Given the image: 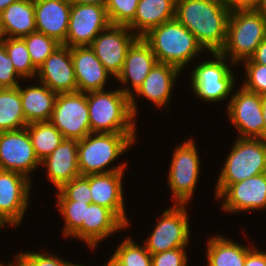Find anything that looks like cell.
<instances>
[{"mask_svg": "<svg viewBox=\"0 0 266 266\" xmlns=\"http://www.w3.org/2000/svg\"><path fill=\"white\" fill-rule=\"evenodd\" d=\"M231 10L229 0H176L175 19L196 37L203 49L215 53L225 45Z\"/></svg>", "mask_w": 266, "mask_h": 266, "instance_id": "6da1fadb", "label": "cell"}, {"mask_svg": "<svg viewBox=\"0 0 266 266\" xmlns=\"http://www.w3.org/2000/svg\"><path fill=\"white\" fill-rule=\"evenodd\" d=\"M129 89L87 92L91 133H136L138 110Z\"/></svg>", "mask_w": 266, "mask_h": 266, "instance_id": "7a4b0ae2", "label": "cell"}, {"mask_svg": "<svg viewBox=\"0 0 266 266\" xmlns=\"http://www.w3.org/2000/svg\"><path fill=\"white\" fill-rule=\"evenodd\" d=\"M136 133H90L78 141L81 176L124 171L126 164L105 169L132 146ZM94 135V136H93Z\"/></svg>", "mask_w": 266, "mask_h": 266, "instance_id": "3957f363", "label": "cell"}, {"mask_svg": "<svg viewBox=\"0 0 266 266\" xmlns=\"http://www.w3.org/2000/svg\"><path fill=\"white\" fill-rule=\"evenodd\" d=\"M142 38L158 63L175 66L180 71L204 50L196 37L175 18L151 29Z\"/></svg>", "mask_w": 266, "mask_h": 266, "instance_id": "277c9868", "label": "cell"}, {"mask_svg": "<svg viewBox=\"0 0 266 266\" xmlns=\"http://www.w3.org/2000/svg\"><path fill=\"white\" fill-rule=\"evenodd\" d=\"M266 38V18L253 9L232 7L227 25V38L222 55L235 64L250 59Z\"/></svg>", "mask_w": 266, "mask_h": 266, "instance_id": "5b68a950", "label": "cell"}, {"mask_svg": "<svg viewBox=\"0 0 266 266\" xmlns=\"http://www.w3.org/2000/svg\"><path fill=\"white\" fill-rule=\"evenodd\" d=\"M217 180V197L231 184L266 173V139L239 138L234 142Z\"/></svg>", "mask_w": 266, "mask_h": 266, "instance_id": "8992f818", "label": "cell"}, {"mask_svg": "<svg viewBox=\"0 0 266 266\" xmlns=\"http://www.w3.org/2000/svg\"><path fill=\"white\" fill-rule=\"evenodd\" d=\"M210 54L215 60L203 61L194 67L191 85L196 97L208 102H219L230 95L235 79L225 62L227 58L220 52Z\"/></svg>", "mask_w": 266, "mask_h": 266, "instance_id": "52a82bcc", "label": "cell"}, {"mask_svg": "<svg viewBox=\"0 0 266 266\" xmlns=\"http://www.w3.org/2000/svg\"><path fill=\"white\" fill-rule=\"evenodd\" d=\"M49 121L66 139L79 141L90 134L87 93H59Z\"/></svg>", "mask_w": 266, "mask_h": 266, "instance_id": "ba28073f", "label": "cell"}, {"mask_svg": "<svg viewBox=\"0 0 266 266\" xmlns=\"http://www.w3.org/2000/svg\"><path fill=\"white\" fill-rule=\"evenodd\" d=\"M168 185L175 204H187L194 194L200 172V160L194 141L183 142L174 150Z\"/></svg>", "mask_w": 266, "mask_h": 266, "instance_id": "9c48e42d", "label": "cell"}, {"mask_svg": "<svg viewBox=\"0 0 266 266\" xmlns=\"http://www.w3.org/2000/svg\"><path fill=\"white\" fill-rule=\"evenodd\" d=\"M172 207V208H171ZM166 209L144 245L151 254L186 247L190 229L186 204H173Z\"/></svg>", "mask_w": 266, "mask_h": 266, "instance_id": "30bf717a", "label": "cell"}, {"mask_svg": "<svg viewBox=\"0 0 266 266\" xmlns=\"http://www.w3.org/2000/svg\"><path fill=\"white\" fill-rule=\"evenodd\" d=\"M111 25L107 9L98 4H71L68 34L64 46H90L101 31Z\"/></svg>", "mask_w": 266, "mask_h": 266, "instance_id": "8fae6325", "label": "cell"}, {"mask_svg": "<svg viewBox=\"0 0 266 266\" xmlns=\"http://www.w3.org/2000/svg\"><path fill=\"white\" fill-rule=\"evenodd\" d=\"M230 99L227 113L239 138L265 139L261 95L241 86Z\"/></svg>", "mask_w": 266, "mask_h": 266, "instance_id": "7c38bea8", "label": "cell"}, {"mask_svg": "<svg viewBox=\"0 0 266 266\" xmlns=\"http://www.w3.org/2000/svg\"><path fill=\"white\" fill-rule=\"evenodd\" d=\"M137 38L127 26L110 25L99 33L90 47L106 70L117 78L123 69L128 49Z\"/></svg>", "mask_w": 266, "mask_h": 266, "instance_id": "4fadbf2b", "label": "cell"}, {"mask_svg": "<svg viewBox=\"0 0 266 266\" xmlns=\"http://www.w3.org/2000/svg\"><path fill=\"white\" fill-rule=\"evenodd\" d=\"M39 164L26 127L0 132V170L18 172L30 178L29 173Z\"/></svg>", "mask_w": 266, "mask_h": 266, "instance_id": "5bb4252c", "label": "cell"}, {"mask_svg": "<svg viewBox=\"0 0 266 266\" xmlns=\"http://www.w3.org/2000/svg\"><path fill=\"white\" fill-rule=\"evenodd\" d=\"M31 178L14 171L0 170V221L3 225L21 223L30 196Z\"/></svg>", "mask_w": 266, "mask_h": 266, "instance_id": "9a60e30c", "label": "cell"}, {"mask_svg": "<svg viewBox=\"0 0 266 266\" xmlns=\"http://www.w3.org/2000/svg\"><path fill=\"white\" fill-rule=\"evenodd\" d=\"M36 77L53 92H77L71 48L61 45L38 68Z\"/></svg>", "mask_w": 266, "mask_h": 266, "instance_id": "2e32d148", "label": "cell"}, {"mask_svg": "<svg viewBox=\"0 0 266 266\" xmlns=\"http://www.w3.org/2000/svg\"><path fill=\"white\" fill-rule=\"evenodd\" d=\"M217 198L229 213L266 208V173L229 185Z\"/></svg>", "mask_w": 266, "mask_h": 266, "instance_id": "e0dca14e", "label": "cell"}, {"mask_svg": "<svg viewBox=\"0 0 266 266\" xmlns=\"http://www.w3.org/2000/svg\"><path fill=\"white\" fill-rule=\"evenodd\" d=\"M36 31L63 45L71 11L69 0H34Z\"/></svg>", "mask_w": 266, "mask_h": 266, "instance_id": "ac0fdd59", "label": "cell"}, {"mask_svg": "<svg viewBox=\"0 0 266 266\" xmlns=\"http://www.w3.org/2000/svg\"><path fill=\"white\" fill-rule=\"evenodd\" d=\"M123 171L89 174V187L93 204L110 209L126 226L129 221L123 198Z\"/></svg>", "mask_w": 266, "mask_h": 266, "instance_id": "d6986e66", "label": "cell"}, {"mask_svg": "<svg viewBox=\"0 0 266 266\" xmlns=\"http://www.w3.org/2000/svg\"><path fill=\"white\" fill-rule=\"evenodd\" d=\"M77 92L104 90L107 77L111 74L96 57L90 46L71 48Z\"/></svg>", "mask_w": 266, "mask_h": 266, "instance_id": "ffe728a7", "label": "cell"}, {"mask_svg": "<svg viewBox=\"0 0 266 266\" xmlns=\"http://www.w3.org/2000/svg\"><path fill=\"white\" fill-rule=\"evenodd\" d=\"M41 164L47 168L48 179L56 189L81 176L78 168V140L65 138Z\"/></svg>", "mask_w": 266, "mask_h": 266, "instance_id": "44dd1931", "label": "cell"}, {"mask_svg": "<svg viewBox=\"0 0 266 266\" xmlns=\"http://www.w3.org/2000/svg\"><path fill=\"white\" fill-rule=\"evenodd\" d=\"M123 228L126 225L110 209L91 203L82 222V241L93 249L98 242Z\"/></svg>", "mask_w": 266, "mask_h": 266, "instance_id": "7402d4cb", "label": "cell"}, {"mask_svg": "<svg viewBox=\"0 0 266 266\" xmlns=\"http://www.w3.org/2000/svg\"><path fill=\"white\" fill-rule=\"evenodd\" d=\"M157 63L149 44L142 37H138L129 47L117 79L125 84L129 81L133 91H136Z\"/></svg>", "mask_w": 266, "mask_h": 266, "instance_id": "603a6c76", "label": "cell"}, {"mask_svg": "<svg viewBox=\"0 0 266 266\" xmlns=\"http://www.w3.org/2000/svg\"><path fill=\"white\" fill-rule=\"evenodd\" d=\"M35 31L34 0H18L0 13L1 38H22Z\"/></svg>", "mask_w": 266, "mask_h": 266, "instance_id": "cb8c5ba5", "label": "cell"}, {"mask_svg": "<svg viewBox=\"0 0 266 266\" xmlns=\"http://www.w3.org/2000/svg\"><path fill=\"white\" fill-rule=\"evenodd\" d=\"M180 72L175 66L157 63L134 93L146 97L158 107H163L169 103L174 81Z\"/></svg>", "mask_w": 266, "mask_h": 266, "instance_id": "d4e9b609", "label": "cell"}, {"mask_svg": "<svg viewBox=\"0 0 266 266\" xmlns=\"http://www.w3.org/2000/svg\"><path fill=\"white\" fill-rule=\"evenodd\" d=\"M176 0H140L133 21L127 26L143 37L151 29L175 18Z\"/></svg>", "mask_w": 266, "mask_h": 266, "instance_id": "484cf974", "label": "cell"}, {"mask_svg": "<svg viewBox=\"0 0 266 266\" xmlns=\"http://www.w3.org/2000/svg\"><path fill=\"white\" fill-rule=\"evenodd\" d=\"M22 88L19 93L26 123L49 121L54 109L57 93L45 84Z\"/></svg>", "mask_w": 266, "mask_h": 266, "instance_id": "4316f807", "label": "cell"}, {"mask_svg": "<svg viewBox=\"0 0 266 266\" xmlns=\"http://www.w3.org/2000/svg\"><path fill=\"white\" fill-rule=\"evenodd\" d=\"M207 245L208 266H244L247 254L253 249L221 235L211 237Z\"/></svg>", "mask_w": 266, "mask_h": 266, "instance_id": "83f0119b", "label": "cell"}, {"mask_svg": "<svg viewBox=\"0 0 266 266\" xmlns=\"http://www.w3.org/2000/svg\"><path fill=\"white\" fill-rule=\"evenodd\" d=\"M19 86L0 88V132L26 127Z\"/></svg>", "mask_w": 266, "mask_h": 266, "instance_id": "f1b7e54d", "label": "cell"}, {"mask_svg": "<svg viewBox=\"0 0 266 266\" xmlns=\"http://www.w3.org/2000/svg\"><path fill=\"white\" fill-rule=\"evenodd\" d=\"M26 128L35 155L40 162L48 157L65 139L50 121L29 123Z\"/></svg>", "mask_w": 266, "mask_h": 266, "instance_id": "f546056e", "label": "cell"}, {"mask_svg": "<svg viewBox=\"0 0 266 266\" xmlns=\"http://www.w3.org/2000/svg\"><path fill=\"white\" fill-rule=\"evenodd\" d=\"M57 191V205L66 224L63 234L82 240V222L85 219L86 207L91 203L68 200L59 190Z\"/></svg>", "mask_w": 266, "mask_h": 266, "instance_id": "4dcf8cb0", "label": "cell"}, {"mask_svg": "<svg viewBox=\"0 0 266 266\" xmlns=\"http://www.w3.org/2000/svg\"><path fill=\"white\" fill-rule=\"evenodd\" d=\"M16 72L23 78L37 75V68L33 65L25 41L22 38H1Z\"/></svg>", "mask_w": 266, "mask_h": 266, "instance_id": "1f68e13d", "label": "cell"}, {"mask_svg": "<svg viewBox=\"0 0 266 266\" xmlns=\"http://www.w3.org/2000/svg\"><path fill=\"white\" fill-rule=\"evenodd\" d=\"M22 39L25 41L31 61L37 69L50 54L61 46L55 39L37 31L22 37Z\"/></svg>", "mask_w": 266, "mask_h": 266, "instance_id": "d6a6232c", "label": "cell"}, {"mask_svg": "<svg viewBox=\"0 0 266 266\" xmlns=\"http://www.w3.org/2000/svg\"><path fill=\"white\" fill-rule=\"evenodd\" d=\"M124 266H151V253L145 245L136 244L131 238H126L113 253Z\"/></svg>", "mask_w": 266, "mask_h": 266, "instance_id": "836d02e7", "label": "cell"}, {"mask_svg": "<svg viewBox=\"0 0 266 266\" xmlns=\"http://www.w3.org/2000/svg\"><path fill=\"white\" fill-rule=\"evenodd\" d=\"M140 0H106L111 25L128 26L134 19Z\"/></svg>", "mask_w": 266, "mask_h": 266, "instance_id": "e575fe53", "label": "cell"}, {"mask_svg": "<svg viewBox=\"0 0 266 266\" xmlns=\"http://www.w3.org/2000/svg\"><path fill=\"white\" fill-rule=\"evenodd\" d=\"M68 200L92 203L89 175L79 176L58 189Z\"/></svg>", "mask_w": 266, "mask_h": 266, "instance_id": "d590c367", "label": "cell"}, {"mask_svg": "<svg viewBox=\"0 0 266 266\" xmlns=\"http://www.w3.org/2000/svg\"><path fill=\"white\" fill-rule=\"evenodd\" d=\"M246 82L242 87L248 91L266 94V65L258 63H246Z\"/></svg>", "mask_w": 266, "mask_h": 266, "instance_id": "8d00e7d4", "label": "cell"}, {"mask_svg": "<svg viewBox=\"0 0 266 266\" xmlns=\"http://www.w3.org/2000/svg\"><path fill=\"white\" fill-rule=\"evenodd\" d=\"M59 256L38 252H24L16 255V266H70L71 262L64 261Z\"/></svg>", "mask_w": 266, "mask_h": 266, "instance_id": "74e56055", "label": "cell"}, {"mask_svg": "<svg viewBox=\"0 0 266 266\" xmlns=\"http://www.w3.org/2000/svg\"><path fill=\"white\" fill-rule=\"evenodd\" d=\"M17 78H22L15 70L5 46L0 42V88L18 87Z\"/></svg>", "mask_w": 266, "mask_h": 266, "instance_id": "f35d334b", "label": "cell"}, {"mask_svg": "<svg viewBox=\"0 0 266 266\" xmlns=\"http://www.w3.org/2000/svg\"><path fill=\"white\" fill-rule=\"evenodd\" d=\"M186 247L167 250L164 252L151 254V266H187Z\"/></svg>", "mask_w": 266, "mask_h": 266, "instance_id": "ab89813d", "label": "cell"}, {"mask_svg": "<svg viewBox=\"0 0 266 266\" xmlns=\"http://www.w3.org/2000/svg\"><path fill=\"white\" fill-rule=\"evenodd\" d=\"M244 266H266V252L253 248L247 254Z\"/></svg>", "mask_w": 266, "mask_h": 266, "instance_id": "60d3db41", "label": "cell"}, {"mask_svg": "<svg viewBox=\"0 0 266 266\" xmlns=\"http://www.w3.org/2000/svg\"><path fill=\"white\" fill-rule=\"evenodd\" d=\"M245 63H258L266 65V38L257 46L250 59L244 60Z\"/></svg>", "mask_w": 266, "mask_h": 266, "instance_id": "b9f144b4", "label": "cell"}, {"mask_svg": "<svg viewBox=\"0 0 266 266\" xmlns=\"http://www.w3.org/2000/svg\"><path fill=\"white\" fill-rule=\"evenodd\" d=\"M264 0H231L234 8L257 10Z\"/></svg>", "mask_w": 266, "mask_h": 266, "instance_id": "7bdbcfd3", "label": "cell"}, {"mask_svg": "<svg viewBox=\"0 0 266 266\" xmlns=\"http://www.w3.org/2000/svg\"><path fill=\"white\" fill-rule=\"evenodd\" d=\"M106 0H69L71 4H98L105 6Z\"/></svg>", "mask_w": 266, "mask_h": 266, "instance_id": "ee69618b", "label": "cell"}, {"mask_svg": "<svg viewBox=\"0 0 266 266\" xmlns=\"http://www.w3.org/2000/svg\"><path fill=\"white\" fill-rule=\"evenodd\" d=\"M261 101H262V113H263V120L265 123V139H266V94L261 95Z\"/></svg>", "mask_w": 266, "mask_h": 266, "instance_id": "f6af8a7d", "label": "cell"}, {"mask_svg": "<svg viewBox=\"0 0 266 266\" xmlns=\"http://www.w3.org/2000/svg\"><path fill=\"white\" fill-rule=\"evenodd\" d=\"M109 266H124V264L113 254L108 260Z\"/></svg>", "mask_w": 266, "mask_h": 266, "instance_id": "bcb514c9", "label": "cell"}, {"mask_svg": "<svg viewBox=\"0 0 266 266\" xmlns=\"http://www.w3.org/2000/svg\"><path fill=\"white\" fill-rule=\"evenodd\" d=\"M18 0H0V13L7 8L10 4L17 2Z\"/></svg>", "mask_w": 266, "mask_h": 266, "instance_id": "7dc6e473", "label": "cell"}, {"mask_svg": "<svg viewBox=\"0 0 266 266\" xmlns=\"http://www.w3.org/2000/svg\"><path fill=\"white\" fill-rule=\"evenodd\" d=\"M257 10L266 18V0L262 2Z\"/></svg>", "mask_w": 266, "mask_h": 266, "instance_id": "c3c4849f", "label": "cell"}, {"mask_svg": "<svg viewBox=\"0 0 266 266\" xmlns=\"http://www.w3.org/2000/svg\"><path fill=\"white\" fill-rule=\"evenodd\" d=\"M70 266H85V265L70 263ZM104 266H109V263L106 262V265Z\"/></svg>", "mask_w": 266, "mask_h": 266, "instance_id": "681fc988", "label": "cell"}, {"mask_svg": "<svg viewBox=\"0 0 266 266\" xmlns=\"http://www.w3.org/2000/svg\"><path fill=\"white\" fill-rule=\"evenodd\" d=\"M8 266H16L14 263H10L8 264Z\"/></svg>", "mask_w": 266, "mask_h": 266, "instance_id": "f907efd6", "label": "cell"}]
</instances>
